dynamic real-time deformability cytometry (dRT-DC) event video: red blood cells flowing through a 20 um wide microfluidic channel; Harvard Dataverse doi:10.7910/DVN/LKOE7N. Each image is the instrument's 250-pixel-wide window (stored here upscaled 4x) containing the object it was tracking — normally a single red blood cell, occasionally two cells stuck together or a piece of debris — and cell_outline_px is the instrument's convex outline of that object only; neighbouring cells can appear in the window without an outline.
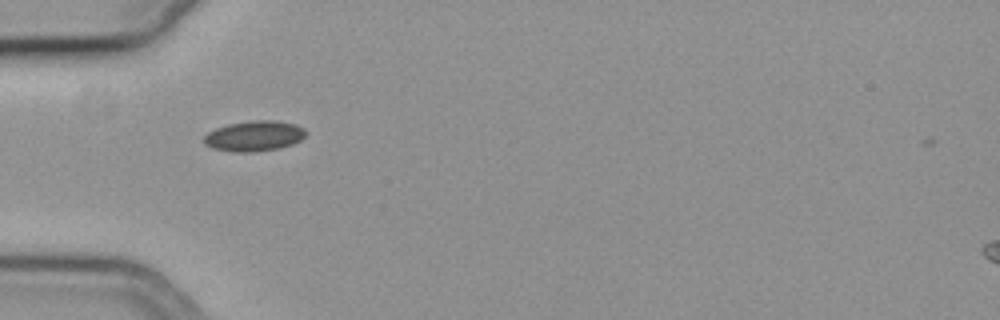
{"species": "common noctule bat (a hibernating species)", "species_latin": "Nyctalus noctula", "temperature_condition": "cold", "stored_images_in_passage": 39, "camera_frame_rate_fps": 3000, "um_per_image_px": 0.085, "animal": {"sex": "female", "body_mass_g": 19.3, "forearm_length_mm": 54.1}, "frame": {"image": 1, "passage_image": 1, "time_ms": 0.0, "image_size_px": [1000, 320], "cell_outline_px": [[304, 136], [300, 140], [292, 144], [280, 148], [256, 152], [232, 152], [212, 148], [204, 144], [204, 136], [208, 132], [216, 128], [228, 124], [252, 120], [276, 120], [296, 124], [304, 128]], "centroid_in_image_um": [21.59, 11.56], "position_along_channel_um": 63.4, "area_um2": 18.15}}
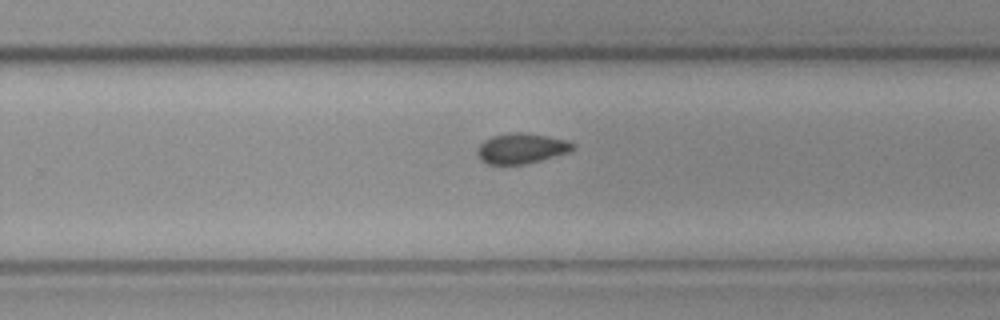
{"frame": {"image": 2, "passage_image": 19, "time_ms": 6.0, "image_size_px": [1000, 320], "cell_outline_px": [[576, 148], [568, 152], [540, 160], [524, 164], [488, 164], [480, 160], [476, 152], [480, 144], [484, 140], [492, 136], [512, 132], [524, 132], [548, 136], [568, 140], [576, 144]], "centroid_in_image_um": [44.33, 12.6], "position_along_channel_um": 285.5, "area_um2": 16.94}}
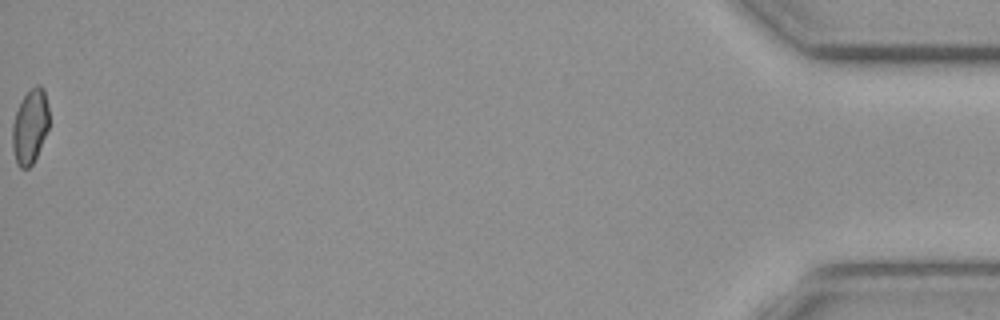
{"frame": {"image": 3, "passage_image": 39, "time_ms": 12.667, "image_size_px": [1000, 320], "cell_outline_px": [[48, 128], [36, 156], [32, 164], [28, 168], [20, 168], [16, 164], [12, 148], [12, 124], [16, 112], [24, 96], [36, 84], [40, 84], [44, 88], [48, 108]], "centroid_in_image_um": [2.54, 10.76], "position_along_channel_um": 432.7, "area_um2": 15.78}, "authors_computed_cell_mechanics": {"area_um2": 16.762, "velocity_mm_per_s": 3.7498, "shape_relaxation_time_tau1_ms": null, "shape_relaxation_time_tau2_ms": 8.7064, "deformation_change_tau1": null, "deformation_change_tau2": 0.0949}}